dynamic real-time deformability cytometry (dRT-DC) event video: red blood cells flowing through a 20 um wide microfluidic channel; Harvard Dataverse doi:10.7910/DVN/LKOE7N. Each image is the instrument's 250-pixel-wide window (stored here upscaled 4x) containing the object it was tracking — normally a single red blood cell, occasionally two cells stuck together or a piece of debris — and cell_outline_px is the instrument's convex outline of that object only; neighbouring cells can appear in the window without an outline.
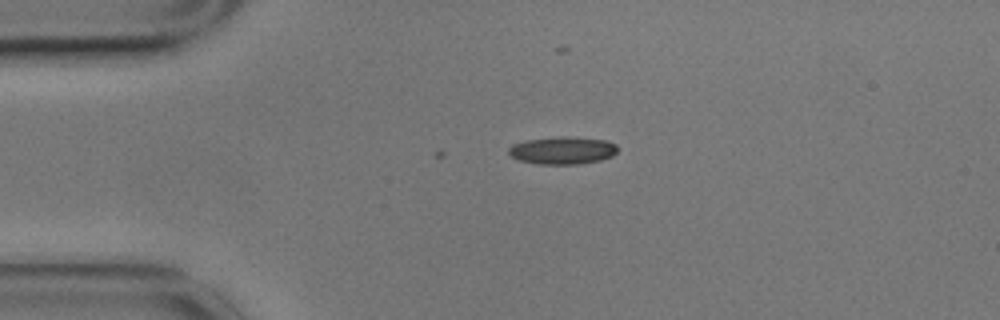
{"species": "common noctule bat (a hibernating species)", "species_latin": "Nyctalus noctula", "temperature_condition": "cold", "stored_images_in_passage": 6, "camera_frame_rate_fps": 3000, "um_per_image_px": 0.085, "animal": {"sex": "male", "body_mass_g": 17.9}, "frame": {"image": 1, "passage_image": 1, "time_ms": 0.0, "image_size_px": [1000, 320], "cell_outline_px": [[616, 152], [612, 156], [600, 160], [576, 164], [540, 164], [520, 160], [512, 156], [508, 152], [508, 148], [512, 144], [524, 140], [560, 136], [564, 136], [604, 140], [616, 144]], "centroid_in_image_um": [47.78, 12.78], "position_along_channel_um": 37.2, "area_um2": 17.34}}